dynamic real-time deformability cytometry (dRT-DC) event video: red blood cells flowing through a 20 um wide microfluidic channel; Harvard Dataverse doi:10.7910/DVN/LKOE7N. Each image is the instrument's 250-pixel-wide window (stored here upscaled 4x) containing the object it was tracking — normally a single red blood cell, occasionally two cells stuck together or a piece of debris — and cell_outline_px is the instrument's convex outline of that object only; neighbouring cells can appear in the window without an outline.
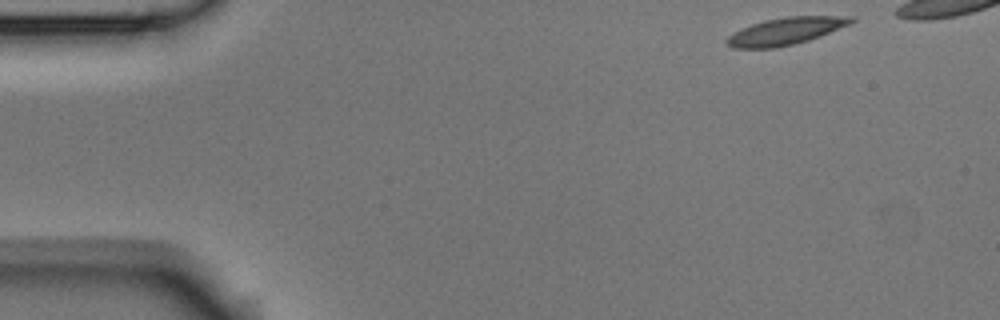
{"species": "Egyptian fruit bat (a non-hibernating species)", "species_latin": "Rousettus aegyptiacus", "temperature_condition": "room temperature", "stored_images_in_passage": 28, "camera_frame_rate_fps": 3000, "um_per_image_px": 0.085, "animal": {"sex": "male"}, "frame": {"image": 1, "passage_image": 1, "time_ms": 0.0, "image_size_px": [1000, 320], "cell_outline_px": [[856, 20], [848, 24], [820, 36], [808, 40], [776, 48], [732, 48], [724, 40], [728, 36], [740, 28], [764, 20], [788, 16], [856, 16]], "centroid_in_image_um": [66.75, 2.64], "position_along_channel_um": 18.2, "area_um2": 19.59}}
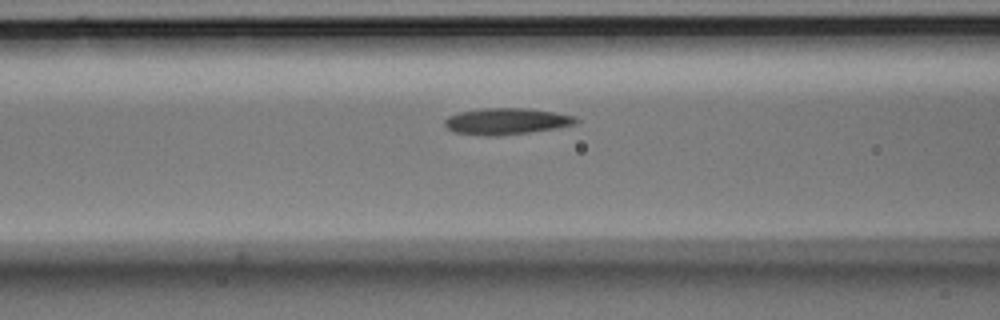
{"frame": {"image": 2, "passage_image": 17, "time_ms": 5.333, "image_size_px": [1000, 320], "cell_outline_px": [[580, 120], [576, 124], [556, 128], [500, 136], [480, 136], [452, 132], [444, 124], [444, 120], [448, 116], [460, 112], [484, 108], [528, 108], [576, 116]], "centroid_in_image_um": [43.03, 10.32], "position_along_channel_um": 123.6, "area_um2": 20.35}}
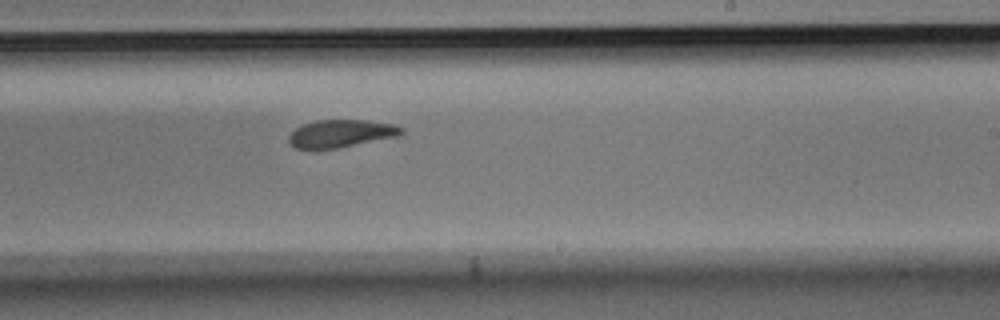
{"frame": {"image": 3, "passage_image": 28, "time_ms": 9.0, "image_size_px": [1000, 320], "cell_outline_px": [[404, 132], [400, 136], [340, 148], [296, 148], [288, 140], [288, 136], [296, 128], [304, 124], [316, 120], [368, 120], [392, 124], [404, 128]], "centroid_in_image_um": [29.04, 11.34], "position_along_channel_um": 260.0, "area_um2": 18.15}}